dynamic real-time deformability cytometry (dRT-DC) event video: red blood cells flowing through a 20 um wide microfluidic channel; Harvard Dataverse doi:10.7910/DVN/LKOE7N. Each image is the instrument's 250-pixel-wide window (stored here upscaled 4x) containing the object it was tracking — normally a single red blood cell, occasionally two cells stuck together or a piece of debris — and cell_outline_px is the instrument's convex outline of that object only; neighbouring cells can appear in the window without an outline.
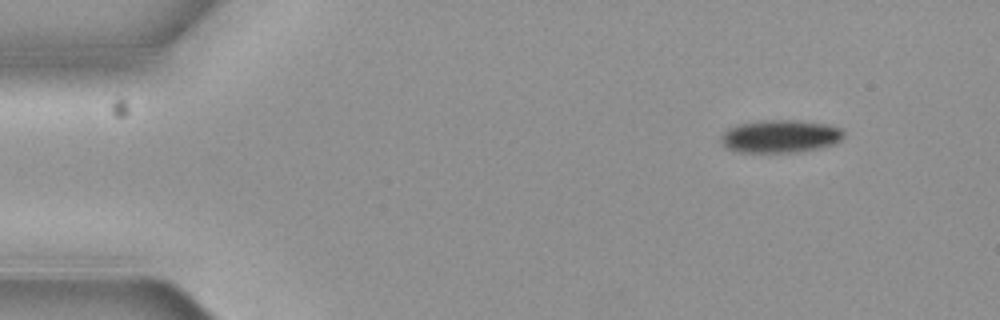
{"species": "common noctule bat (a hibernating species)", "species_latin": "Nyctalus noctula", "temperature_condition": "cold", "stored_images_in_passage": 4, "camera_frame_rate_fps": 3000, "um_per_image_px": 0.085, "animal": {"sex": "female", "body_mass_g": 19.3, "forearm_length_mm": 54.1}, "frame": {"image": 1, "passage_image": 1, "time_ms": 0.0, "image_size_px": [1000, 320], "cell_outline_px": [[844, 136], [840, 140], [832, 144], [816, 148], [792, 152], [736, 152], [728, 148], [720, 140], [720, 136], [728, 128], [740, 124], [764, 120], [792, 120], [828, 124], [840, 128], [844, 132]], "centroid_in_image_um": [66.3, 11.58], "position_along_channel_um": 18.7, "area_um2": 23.18}}
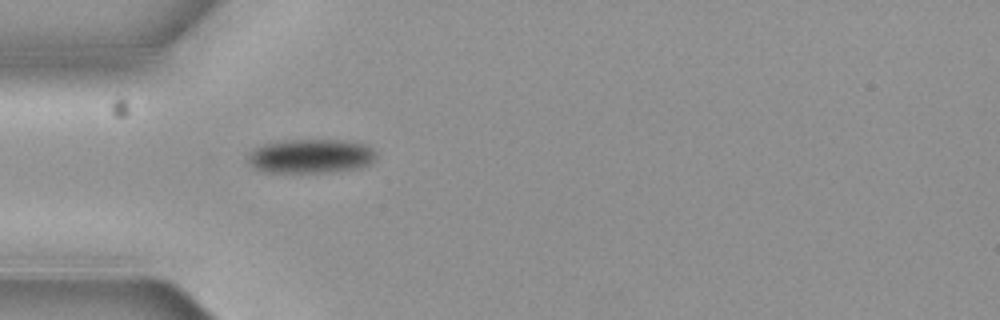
{"frame": {"image": 2, "passage_image": 4, "time_ms": 1.0, "image_size_px": [1000, 320], "cell_outline_px": [[376, 156], [372, 164], [360, 168], [324, 172], [264, 172], [256, 168], [248, 160], [248, 152], [252, 148], [264, 144], [280, 140], [344, 140], [364, 144], [372, 148], [376, 152]], "centroid_in_image_um": [26.42, 13.26], "position_along_channel_um": 58.6, "area_um2": 25.66}}